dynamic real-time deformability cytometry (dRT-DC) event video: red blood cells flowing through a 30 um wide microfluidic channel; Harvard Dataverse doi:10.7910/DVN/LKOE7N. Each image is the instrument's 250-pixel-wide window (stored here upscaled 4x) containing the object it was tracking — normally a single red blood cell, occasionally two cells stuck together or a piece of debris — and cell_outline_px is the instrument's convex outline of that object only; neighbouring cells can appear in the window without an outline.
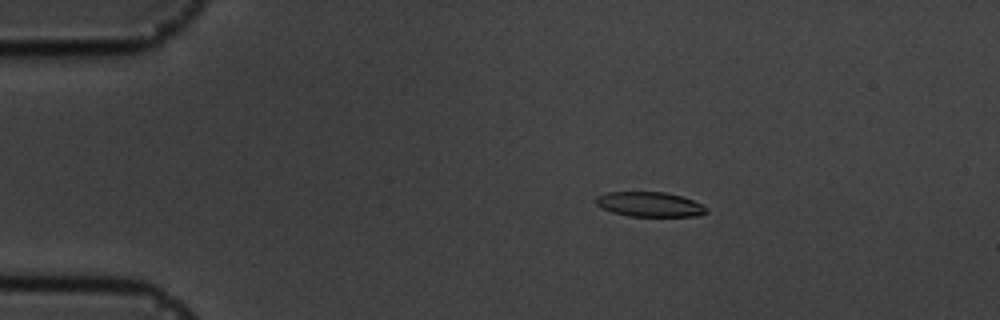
{"species": "common noctule bat (a hibernating species)", "species_latin": "Nyctalus noctula", "temperature_condition": "cold", "stored_images_in_passage": 50, "camera_frame_rate_fps": 3000, "um_per_image_px": 0.085, "animal": {"sex": "male", "body_mass_g": 19.5, "forearm_length_mm": 54.6}, "frame": {"image": 1, "passage_image": 4, "time_ms": 1.0, "image_size_px": [1000, 320], "cell_outline_px": [[708, 212], [696, 216], [628, 216], [612, 212], [596, 204], [596, 196], [604, 192], [668, 192], [692, 200], [708, 208]], "centroid_in_image_um": [55.21, 17.36], "position_along_channel_um": 29.8, "area_um2": 15.9}}
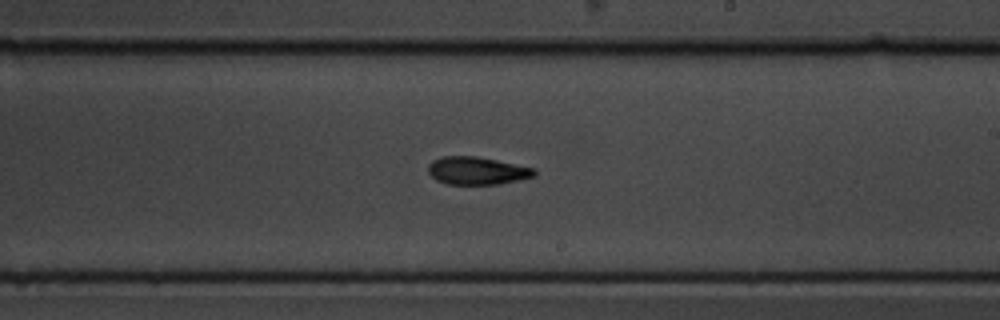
{"frame": {"image": 2, "passage_image": 27, "time_ms": 8.667, "image_size_px": [1000, 320], "cell_outline_px": [[536, 176], [496, 184], [448, 184], [436, 180], [428, 172], [428, 164], [432, 160], [440, 156], [476, 156], [536, 168]], "centroid_in_image_um": [40.52, 14.5], "position_along_channel_um": 248.5, "area_um2": 17.17}}
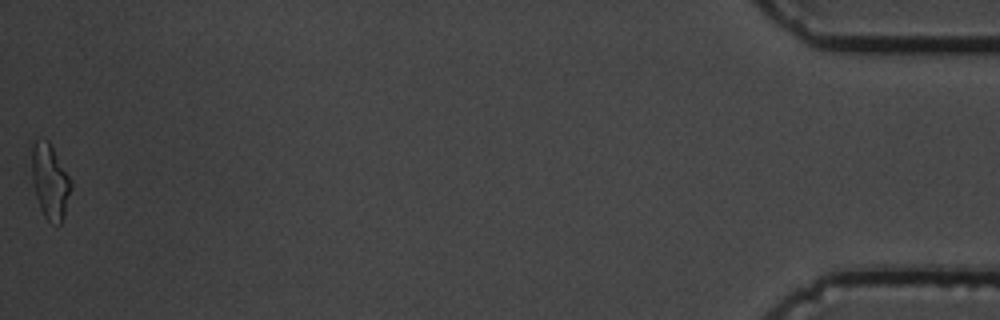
{"frame": {"image": 3, "passage_image": 50, "time_ms": 16.333, "image_size_px": [1000, 320], "cell_outline_px": [[72, 188], [64, 216], [60, 224], [48, 220], [44, 216], [40, 208], [32, 184], [32, 144], [36, 140], [48, 140], [72, 180]], "centroid_in_image_um": [4.26, 15.42], "position_along_channel_um": 430.9, "area_um2": 17.05}, "authors_computed_cell_mechanics": {"area_um2": 17.051, "velocity_mm_per_s": 3.591, "shape_relaxation_time_tau1_ms": 6.0167, "shape_relaxation_time_tau2_ms": 9.3456, "deformation_change_tau1": 0.1794, "deformation_change_tau2": 0.1859}}